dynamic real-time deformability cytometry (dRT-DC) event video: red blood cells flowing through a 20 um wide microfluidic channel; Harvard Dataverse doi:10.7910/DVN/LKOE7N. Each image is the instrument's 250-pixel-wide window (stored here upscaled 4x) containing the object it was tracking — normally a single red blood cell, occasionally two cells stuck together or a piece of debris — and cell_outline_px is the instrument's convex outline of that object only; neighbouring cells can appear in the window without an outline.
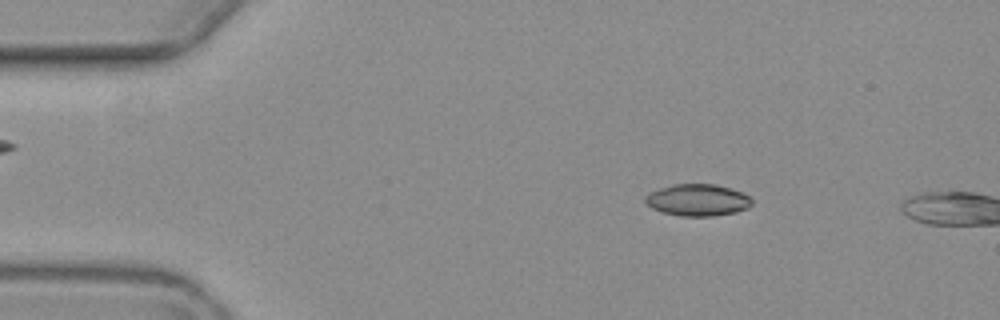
{"species": "common noctule bat (a hibernating species)", "species_latin": "Nyctalus noctula", "temperature_condition": "warm", "stored_images_in_passage": 3, "camera_frame_rate_fps": 3000, "um_per_image_px": 0.085, "animal": {"sex": "female", "body_mass_g": 19.3, "forearm_length_mm": 54.1}, "frame": {"image": 1, "passage_image": 2, "time_ms": 1.333, "image_size_px": [1000, 320], "cell_outline_px": [[752, 204], [748, 208], [736, 212], [712, 216], [680, 216], [664, 212], [652, 208], [644, 200], [644, 196], [648, 192], [672, 184], [716, 184], [744, 192], [752, 200]], "centroid_in_image_um": [59.3, 16.99], "position_along_channel_um": 25.7, "area_um2": 19.88}}